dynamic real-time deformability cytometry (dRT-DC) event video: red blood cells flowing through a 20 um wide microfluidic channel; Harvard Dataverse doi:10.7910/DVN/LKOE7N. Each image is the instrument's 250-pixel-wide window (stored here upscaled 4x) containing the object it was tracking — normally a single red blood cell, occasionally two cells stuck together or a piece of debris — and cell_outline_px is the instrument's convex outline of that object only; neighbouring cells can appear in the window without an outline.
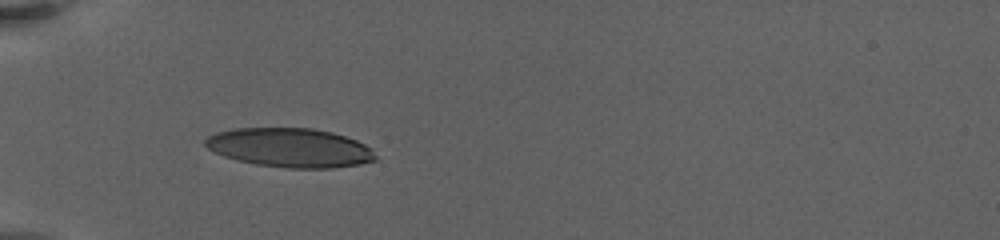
{"species": "human", "species_latin": "Homo sapiens", "temperature_condition": "warm", "stored_images_in_passage": 40, "camera_frame_rate_fps": 3000, "um_per_image_px": 0.085, "donor": {"sex": "female"}, "frame": {"image": 1, "passage_image": 1, "time_ms": 0.0, "image_size_px": [1000, 240], "cell_outline_px": [[376, 160], [360, 164], [332, 168], [288, 168], [256, 164], [236, 160], [224, 156], [208, 148], [204, 144], [204, 140], [208, 136], [216, 132], [236, 128], [312, 128], [332, 132], [356, 140], [364, 144], [376, 156]], "centroid_in_image_um": [24.62, 12.55], "position_along_channel_um": 60.4, "area_um2": 38.61}}
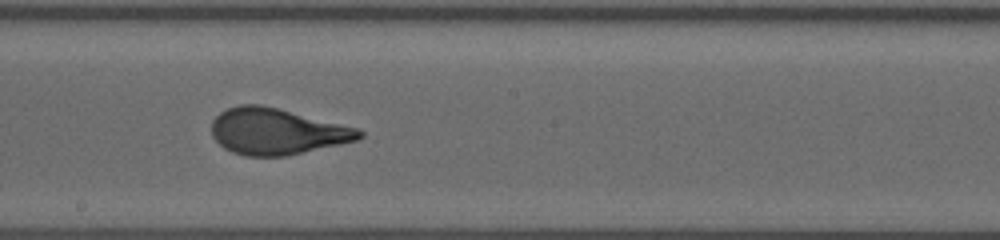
{"frame": {"image": 2, "passage_image": 16, "time_ms": 5.333, "image_size_px": [1000, 240], "cell_outline_px": [[364, 136], [356, 140], [340, 144], [288, 156], [244, 156], [232, 152], [224, 148], [212, 136], [212, 120], [220, 112], [228, 108], [240, 104], [260, 104], [360, 128], [364, 132]], "centroid_in_image_um": [23.53, 11.18], "position_along_channel_um": 224.7, "area_um2": 39.82}}
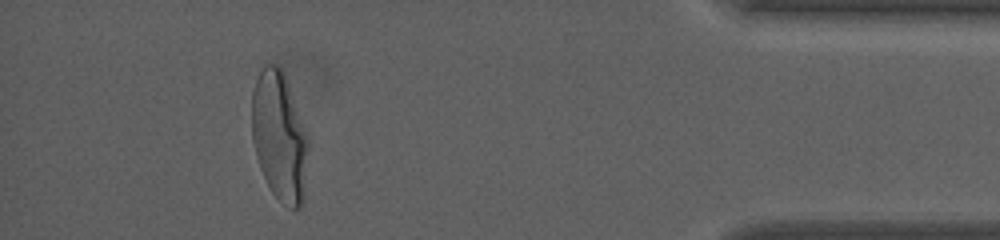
{"frame": {"image": 3, "passage_image": 35, "time_ms": 12.333, "image_size_px": [1000, 240], "cell_outline_px": [[308, 148], [304, 200], [300, 208], [288, 208], [272, 192], [260, 168], [256, 156], [252, 140], [252, 92], [256, 80], [264, 64], [280, 64], [284, 72], [308, 136]], "centroid_in_image_um": [23.76, 11.58], "position_along_channel_um": 411.4, "area_um2": 42.6}, "authors_computed_cell_mechanics": {"area_um2": 39.9398, "velocity_mm_per_s": 3.3039, "shape_relaxation_time_tau1_ms": 5.8385, "shape_relaxation_time_tau2_ms": null, "deformation_change_tau1": 0.2532, "deformation_change_tau2": null}}